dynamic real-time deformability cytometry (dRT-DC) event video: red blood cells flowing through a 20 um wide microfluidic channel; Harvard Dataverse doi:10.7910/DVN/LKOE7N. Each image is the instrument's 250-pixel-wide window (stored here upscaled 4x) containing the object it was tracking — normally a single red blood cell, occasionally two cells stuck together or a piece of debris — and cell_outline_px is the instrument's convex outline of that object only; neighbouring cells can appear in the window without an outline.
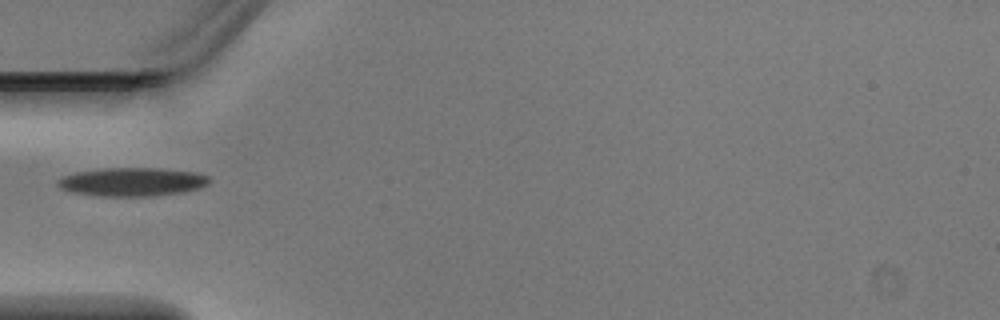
{"species": "Egyptian fruit bat (a non-hibernating species)", "species_latin": "Rousettus aegyptiacus", "temperature_condition": "warm", "stored_images_in_passage": 3, "camera_frame_rate_fps": 3000, "um_per_image_px": 0.085, "animal": {"sex": "male"}, "frame": {"image": 1, "passage_image": 2, "time_ms": 0.333, "image_size_px": [1000, 320], "cell_outline_px": [[212, 180], [208, 184], [200, 188], [180, 192], [156, 196], [96, 196], [72, 192], [60, 188], [56, 184], [56, 180], [60, 176], [76, 172], [108, 168], [156, 168], [196, 172], [208, 176]], "centroid_in_image_um": [11.21, 15.46], "position_along_channel_um": 73.8, "area_um2": 25.37}}
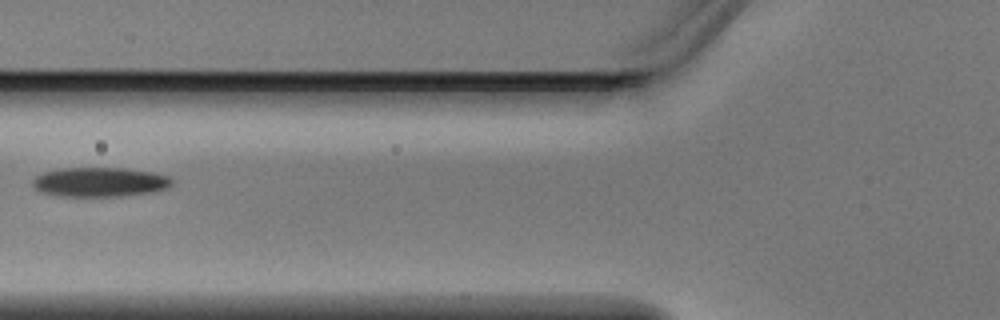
{"frame": {"image": 2, "passage_image": 3, "time_ms": 0.667, "image_size_px": [1000, 320], "cell_outline_px": [[172, 184], [168, 188], [152, 192], [120, 196], [60, 196], [40, 192], [32, 184], [32, 180], [36, 176], [44, 172], [60, 168], [124, 168], [152, 172], [168, 176], [172, 180]], "centroid_in_image_um": [8.47, 15.47], "position_along_channel_um": 117.3, "area_um2": 23.87}}